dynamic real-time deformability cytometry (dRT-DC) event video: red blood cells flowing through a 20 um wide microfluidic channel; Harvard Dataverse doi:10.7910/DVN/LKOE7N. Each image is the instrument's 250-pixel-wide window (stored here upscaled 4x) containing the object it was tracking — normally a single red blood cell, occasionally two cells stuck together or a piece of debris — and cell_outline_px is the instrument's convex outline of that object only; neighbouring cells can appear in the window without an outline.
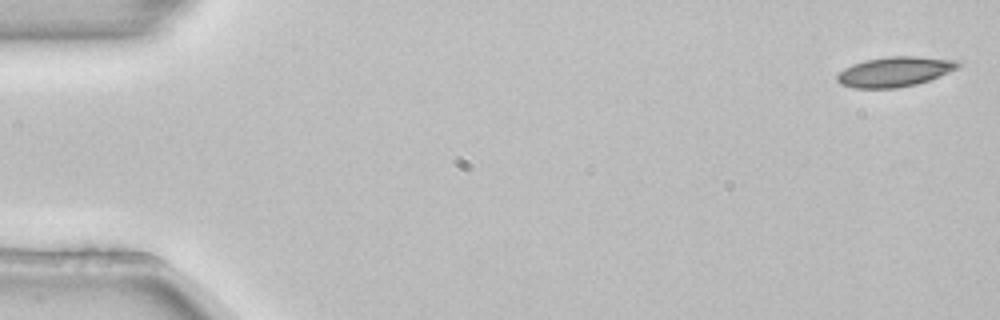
{"species": "common noctule bat (a hibernating species)", "species_latin": "Nyctalus noctula", "temperature_condition": "room temperature", "stored_images_in_passage": 7, "camera_frame_rate_fps": 3000, "um_per_image_px": 0.085, "animal": {"sex": "female", "body_mass_g": 22.7, "forearm_length_mm": 54.2}, "frame": {"image": 1, "passage_image": 1, "time_ms": 0.0, "image_size_px": [1000, 320], "cell_outline_px": [[964, 64], [960, 68], [928, 80], [916, 84], [896, 88], [852, 88], [840, 84], [836, 80], [836, 76], [844, 68], [852, 64], [864, 60], [888, 56], [916, 56], [956, 60]], "centroid_in_image_um": [76.06, 6.09], "position_along_channel_um": 8.9, "area_um2": 21.27}}